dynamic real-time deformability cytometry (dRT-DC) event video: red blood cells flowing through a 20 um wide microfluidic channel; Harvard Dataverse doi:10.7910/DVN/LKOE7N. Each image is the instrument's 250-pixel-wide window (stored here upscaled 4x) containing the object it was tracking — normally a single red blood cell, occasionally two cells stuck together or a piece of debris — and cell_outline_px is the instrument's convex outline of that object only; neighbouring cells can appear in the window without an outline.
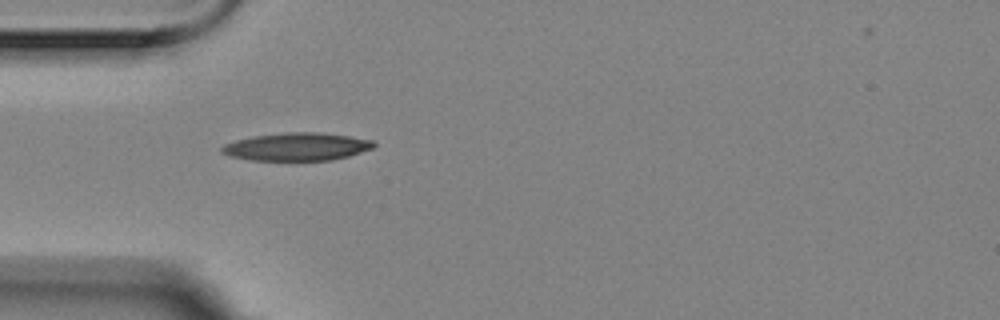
{"species": "Egyptian fruit bat (a non-hibernating species)", "species_latin": "Rousettus aegyptiacus", "temperature_condition": "room temperature", "stored_images_in_passage": 2, "camera_frame_rate_fps": 3000, "um_per_image_px": 0.085, "animal": {"sex": "female"}, "frame": {"image": 1, "passage_image": 1, "time_ms": 0.0, "image_size_px": [1000, 320], "cell_outline_px": [[376, 144], [372, 148], [348, 156], [332, 160], [252, 160], [228, 156], [220, 152], [220, 148], [224, 144], [236, 140], [252, 136], [288, 132], [320, 132], [348, 136], [372, 140]], "centroid_in_image_um": [25.19, 12.47], "position_along_channel_um": 59.8, "area_um2": 24.62}}
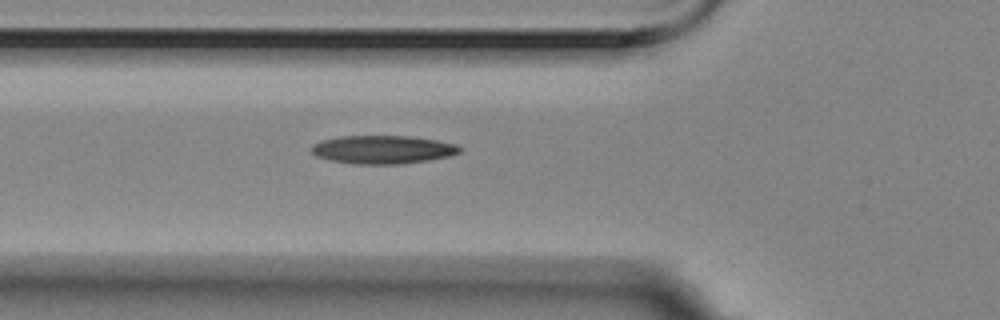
{"frame": {"image": 2, "passage_image": 2, "time_ms": 0.333, "image_size_px": [1000, 320], "cell_outline_px": [[460, 152], [448, 156], [428, 160], [400, 164], [352, 164], [332, 160], [316, 156], [312, 152], [312, 144], [324, 140], [340, 136], [408, 136], [436, 140], [456, 144], [460, 148]], "centroid_in_image_um": [32.52, 12.71], "position_along_channel_um": 93.3, "area_um2": 24.22}}